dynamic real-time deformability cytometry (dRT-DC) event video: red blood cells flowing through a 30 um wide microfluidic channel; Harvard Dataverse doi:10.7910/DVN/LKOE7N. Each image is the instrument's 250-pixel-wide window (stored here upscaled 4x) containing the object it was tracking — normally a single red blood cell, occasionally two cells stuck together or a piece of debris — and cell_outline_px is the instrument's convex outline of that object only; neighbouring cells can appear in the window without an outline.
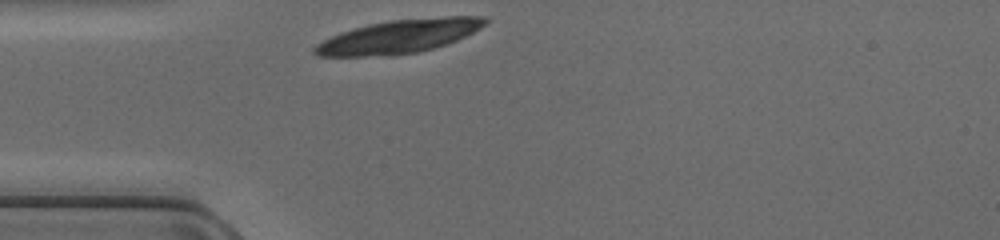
{"species": "common noctule bat (a hibernating species)", "species_latin": "Nyctalus noctula", "temperature_condition": "cold", "stored_images_in_passage": 26, "camera_frame_rate_fps": 3000, "um_per_image_px": 0.085, "animal": {"sex": "female", "body_mass_g": 17.0, "forearm_length_mm": 48.0}, "frame": {"image": 1, "passage_image": 1, "time_ms": 0.0, "image_size_px": [1000, 240], "cell_outline_px": [[488, 20], [480, 28], [456, 40], [432, 48], [416, 52], [388, 56], [316, 56], [312, 52], [312, 48], [316, 44], [340, 32], [352, 28], [368, 24], [392, 20], [444, 16], [488, 16]], "centroid_in_image_um": [33.88, 3.09], "position_along_channel_um": 51.1, "area_um2": 33.12}}
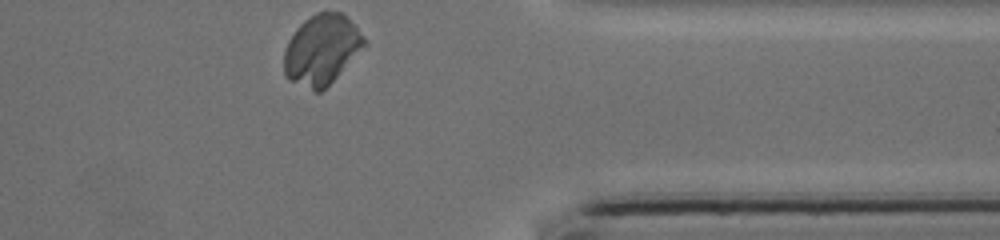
{"frame": {"image": 2, "passage_image": 26, "time_ms": 8.333, "image_size_px": [1000, 240], "cell_outline_px": [[368, 44], [320, 92], [316, 92], [288, 80], [284, 76], [284, 52], [288, 40], [296, 28], [304, 20], [316, 12], [340, 12], [368, 40]], "centroid_in_image_um": [27.32, 4.22], "position_along_channel_um": 384.1, "area_um2": 32.48}}